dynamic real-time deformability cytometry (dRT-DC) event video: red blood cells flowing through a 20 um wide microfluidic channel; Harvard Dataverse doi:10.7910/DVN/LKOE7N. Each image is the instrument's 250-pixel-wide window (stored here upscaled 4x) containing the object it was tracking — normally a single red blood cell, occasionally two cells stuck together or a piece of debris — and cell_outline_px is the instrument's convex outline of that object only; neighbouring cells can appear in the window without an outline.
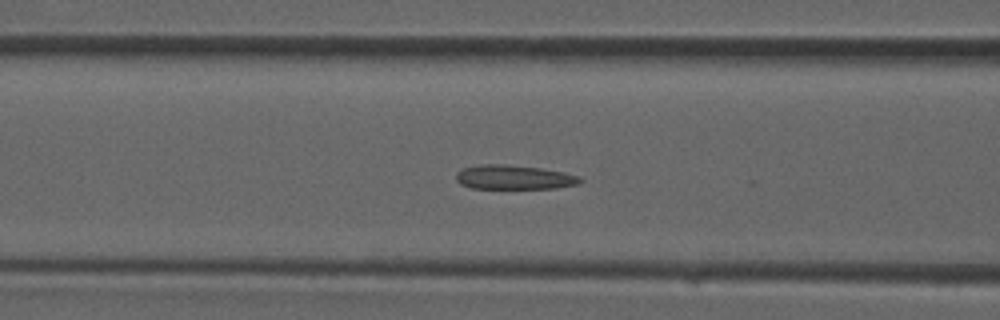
{"species": "common noctule bat (a hibernating species)", "species_latin": "Nyctalus noctula", "temperature_condition": "room temperature", "stored_images_in_passage": 35, "camera_frame_rate_fps": 3000, "um_per_image_px": 0.085, "animal": {"sex": "male", "forearm_length_mm": 52.5}, "frame": {"image": 1, "passage_image": 13, "time_ms": 4.0, "image_size_px": [1000, 320], "cell_outline_px": [[584, 180], [576, 184], [556, 188], [472, 188], [460, 184], [456, 180], [456, 172], [460, 168], [480, 164], [504, 164], [540, 168], [564, 172], [580, 176]], "centroid_in_image_um": [43.65, 15.06], "position_along_channel_um": 122.9, "area_um2": 17.63}}
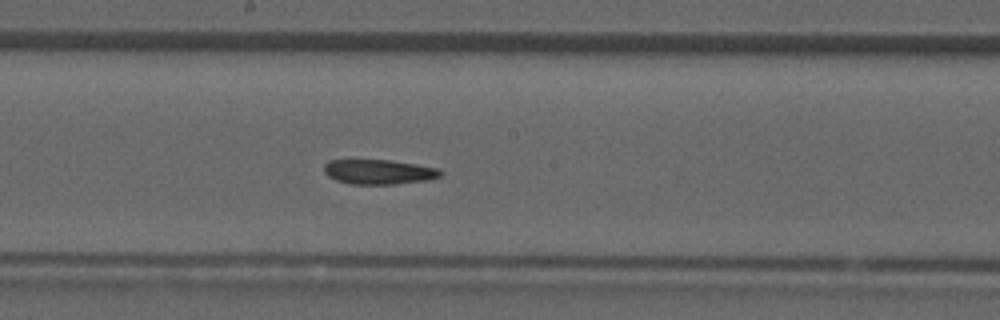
{"frame": {"image": 2, "passage_image": 18, "time_ms": 5.667, "image_size_px": [1000, 320], "cell_outline_px": [[444, 172], [440, 176], [428, 180], [396, 184], [348, 184], [336, 180], [328, 176], [324, 172], [324, 164], [328, 160], [388, 160], [416, 164], [440, 168]], "centroid_in_image_um": [32.21, 14.61], "position_along_channel_um": 216.0, "area_um2": 16.94}}
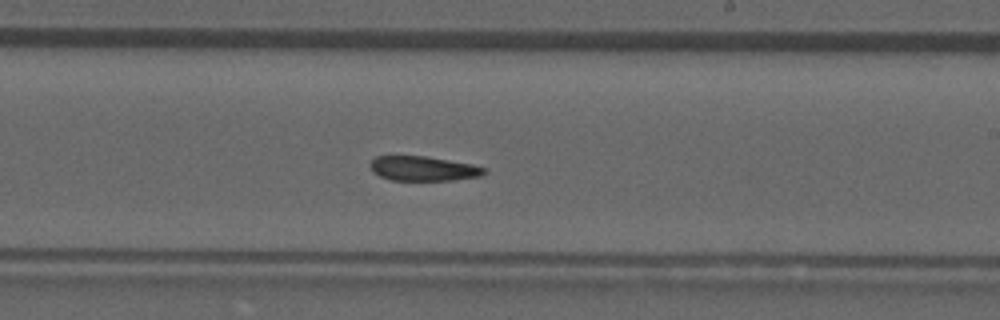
{"frame": {"image": 3, "passage_image": 20, "time_ms": 6.333, "image_size_px": [1000, 320], "cell_outline_px": [[484, 172], [480, 176], [452, 180], [392, 180], [380, 176], [372, 172], [368, 164], [376, 156], [424, 156], [472, 164], [484, 168]], "centroid_in_image_um": [35.91, 14.32], "position_along_channel_um": 253.1, "area_um2": 16.18}}